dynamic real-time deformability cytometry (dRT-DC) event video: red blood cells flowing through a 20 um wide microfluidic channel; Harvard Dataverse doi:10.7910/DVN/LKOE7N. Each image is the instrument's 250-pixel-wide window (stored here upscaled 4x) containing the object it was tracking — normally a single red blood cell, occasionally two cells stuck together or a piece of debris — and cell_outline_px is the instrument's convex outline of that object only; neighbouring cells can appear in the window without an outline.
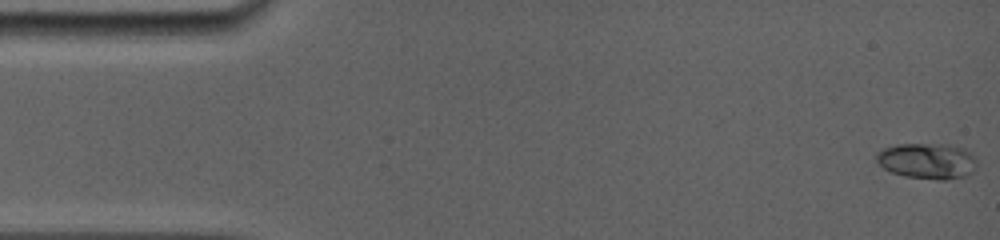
{"species": "common noctule bat (a hibernating species)", "species_latin": "Nyctalus noctula", "temperature_condition": "room temperature", "stored_images_in_passage": 36, "camera_frame_rate_fps": 5000, "um_per_image_px": 0.085, "animal": {"sex": "female", "body_mass_g": 19.0, "forearm_length_mm": 56.7}, "frame": {"image": 1, "passage_image": 1, "time_ms": 0.0, "image_size_px": [1000, 240], "cell_outline_px": [[976, 168], [972, 172], [964, 176], [944, 180], [936, 180], [904, 176], [892, 172], [884, 168], [876, 160], [876, 152], [884, 148], [896, 144], [948, 144], [964, 148], [972, 152], [976, 160]], "centroid_in_image_um": [78.84, 13.67], "position_along_channel_um": 6.2, "area_um2": 21.15}}
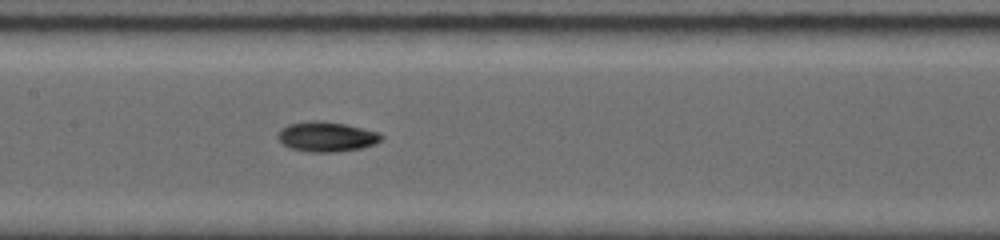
{"frame": {"image": 2, "passage_image": 16, "time_ms": 7.6, "image_size_px": [1000, 240], "cell_outline_px": [[384, 136], [380, 140], [372, 144], [360, 148], [336, 152], [312, 152], [292, 148], [276, 140], [276, 136], [280, 128], [288, 124], [312, 120], [316, 120], [344, 124], [380, 132]], "centroid_in_image_um": [27.71, 11.61], "position_along_channel_um": 179.7, "area_um2": 17.98}}
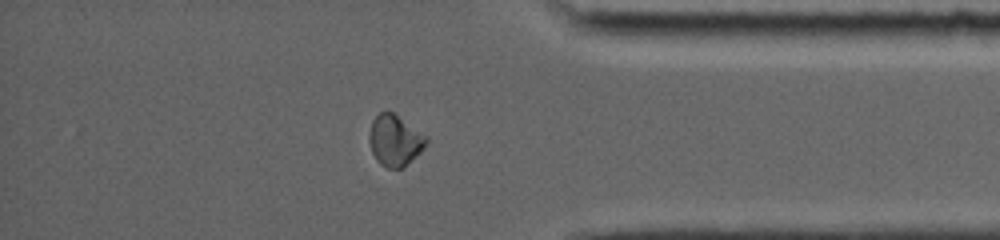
{"frame": {"image": 3, "passage_image": 30, "time_ms": 13.4, "image_size_px": [1000, 240], "cell_outline_px": [[428, 140], [424, 148], [404, 168], [388, 168], [380, 164], [376, 160], [372, 152], [368, 140], [368, 136], [372, 120], [380, 112], [392, 112], [428, 136]], "centroid_in_image_um": [33.56, 11.95], "position_along_channel_um": 401.6, "area_um2": 17.05}, "authors_computed_cell_mechanics": {"area_um2": 17.3111, "velocity_mm_per_s": 3.9374, "shape_relaxation_time_tau1_ms": 4.2792, "shape_relaxation_time_tau2_ms": null, "deformation_change_tau1": 0.1718, "deformation_change_tau2": null}}